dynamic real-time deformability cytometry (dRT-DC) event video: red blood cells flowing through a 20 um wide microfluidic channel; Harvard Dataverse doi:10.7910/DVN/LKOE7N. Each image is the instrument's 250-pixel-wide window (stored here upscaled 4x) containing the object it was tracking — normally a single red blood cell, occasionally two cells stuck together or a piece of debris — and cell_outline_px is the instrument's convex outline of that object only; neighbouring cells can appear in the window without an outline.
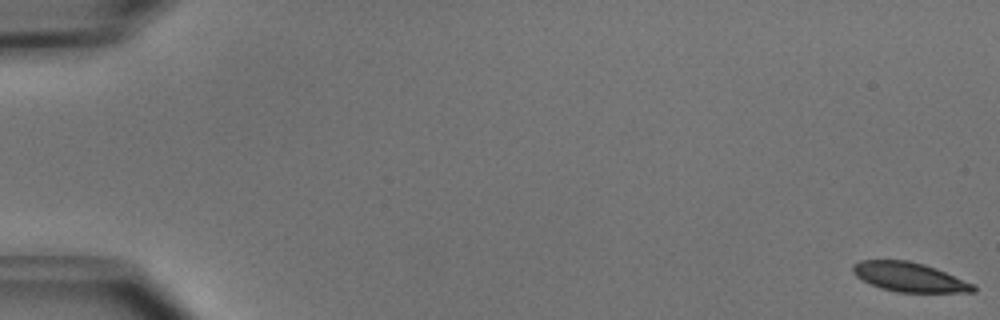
{"species": "common noctule bat (a hibernating species)", "species_latin": "Nyctalus noctula", "temperature_condition": "cold", "stored_images_in_passage": 52, "camera_frame_rate_fps": 3000, "um_per_image_px": 0.085, "animal": {"sex": "male", "body_mass_g": 15.6}, "frame": {"image": 1, "passage_image": 1, "time_ms": 0.0, "image_size_px": [1000, 320], "cell_outline_px": [[976, 292], [896, 292], [880, 288], [856, 276], [852, 272], [852, 264], [860, 260], [908, 260], [924, 264], [936, 268], [976, 284]], "centroid_in_image_um": [77.32, 23.54], "position_along_channel_um": 7.7, "area_um2": 20.69}}
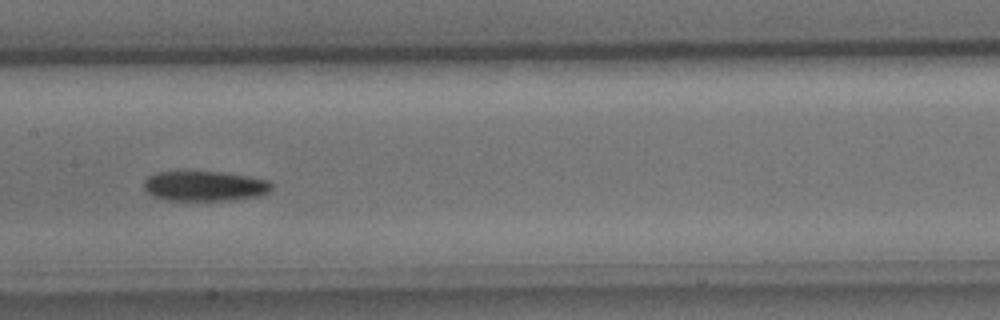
{"frame": {"image": 2, "passage_image": 27, "time_ms": 8.667, "image_size_px": [1000, 320], "cell_outline_px": [[272, 188], [268, 192], [260, 196], [228, 200], [164, 200], [152, 196], [144, 188], [144, 180], [148, 176], [156, 172], [220, 172], [248, 176], [268, 180], [272, 184]], "centroid_in_image_um": [17.39, 15.82], "position_along_channel_um": 190.0, "area_um2": 22.31}}
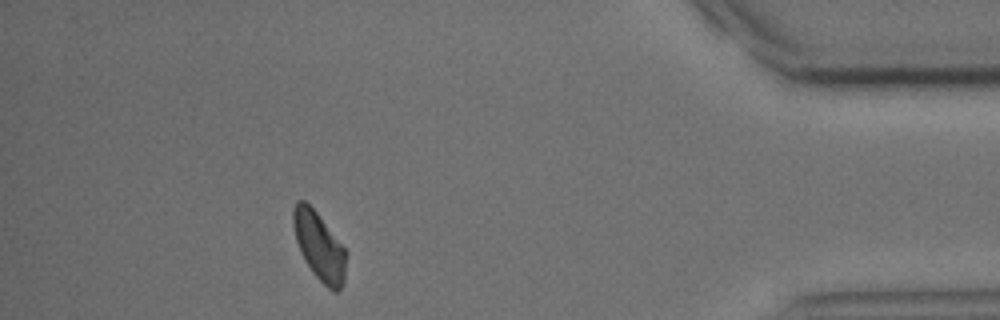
{"frame": {"image": 3, "passage_image": 47, "time_ms": 15.333, "image_size_px": [1000, 320], "cell_outline_px": [[348, 252], [344, 284], [336, 292], [332, 292], [312, 272], [304, 260], [300, 252], [296, 240], [292, 224], [292, 212], [296, 200], [304, 200], [316, 212]], "centroid_in_image_um": [27.14, 20.95], "position_along_channel_um": 408.1, "area_um2": 21.15}, "authors_computed_cell_mechanics": {"area_um2": 21.8484, "velocity_mm_per_s": 3.9489, "shape_relaxation_time_tau1_ms": 2.5072, "shape_relaxation_time_tau2_ms": null, "deformation_change_tau1": 0.0811, "deformation_change_tau2": null}}